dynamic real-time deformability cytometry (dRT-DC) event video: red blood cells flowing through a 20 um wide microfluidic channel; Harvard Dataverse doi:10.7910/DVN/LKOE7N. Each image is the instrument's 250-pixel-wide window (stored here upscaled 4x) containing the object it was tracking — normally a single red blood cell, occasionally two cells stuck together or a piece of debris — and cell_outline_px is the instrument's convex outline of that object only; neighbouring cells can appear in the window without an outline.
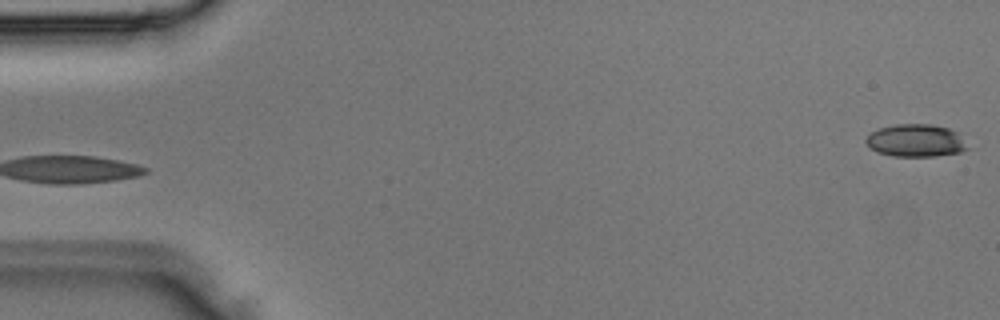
{"species": "Egyptian fruit bat (a non-hibernating species)", "species_latin": "Rousettus aegyptiacus", "temperature_condition": "room temperature", "stored_images_in_passage": 3, "segment_of_instrument_passage": [2, 2], "camera_frame_rate_fps": 3000, "um_per_image_px": 0.085, "animal": {"sex": "male"}, "frame": {"image": 1, "passage_image": 3, "time_ms": 0.667, "image_size_px": [1000, 320], "cell_outline_px": [[968, 148], [960, 152], [936, 156], [892, 156], [876, 152], [864, 140], [872, 132], [880, 128], [896, 124], [932, 124], [948, 128], [960, 132]], "centroid_in_image_um": [77.87, 11.94], "position_along_channel_um": 7.1, "area_um2": 19.31}}